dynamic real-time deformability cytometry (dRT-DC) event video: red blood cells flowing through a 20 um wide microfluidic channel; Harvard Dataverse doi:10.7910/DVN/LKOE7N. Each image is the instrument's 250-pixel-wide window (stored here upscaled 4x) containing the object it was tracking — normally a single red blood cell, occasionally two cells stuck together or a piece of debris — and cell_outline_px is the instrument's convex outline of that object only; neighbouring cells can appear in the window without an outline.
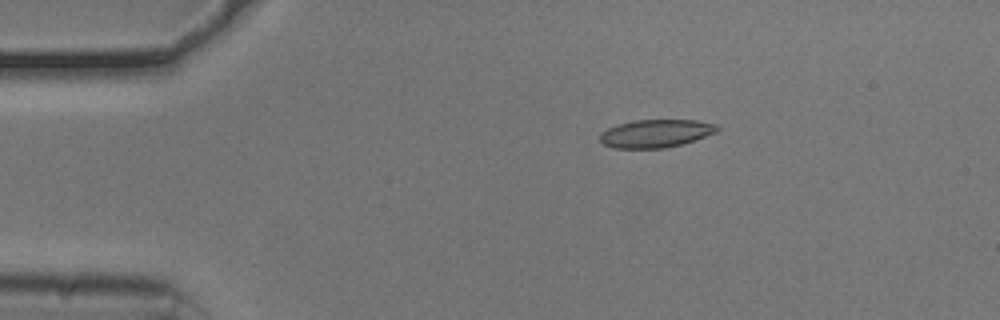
{"species": "common noctule bat (a hibernating species)", "species_latin": "Nyctalus noctula", "temperature_condition": "cold", "stored_images_in_passage": 35, "camera_frame_rate_fps": 3000, "um_per_image_px": 0.085, "animal": {"sex": "male", "body_mass_g": 20.5, "forearm_length_mm": 52.5}, "frame": {"image": 1, "passage_image": 3, "time_ms": 0.667, "image_size_px": [1000, 320], "cell_outline_px": [[720, 128], [716, 132], [680, 144], [664, 148], [616, 148], [604, 144], [600, 140], [600, 132], [616, 124], [636, 120], [696, 120], [716, 124]], "centroid_in_image_um": [55.71, 11.33], "position_along_channel_um": 29.3, "area_um2": 18.9}}
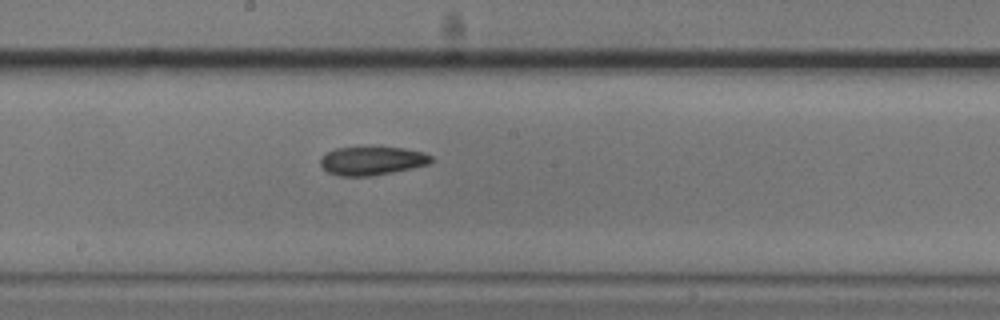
{"frame": {"image": 2, "passage_image": 22, "time_ms": 7.0, "image_size_px": [1000, 320], "cell_outline_px": [[436, 160], [428, 164], [412, 168], [372, 176], [340, 176], [328, 172], [320, 164], [320, 156], [324, 152], [336, 148], [404, 148], [424, 152], [432, 156]], "centroid_in_image_um": [31.62, 13.67], "position_along_channel_um": 216.6, "area_um2": 18.44}}
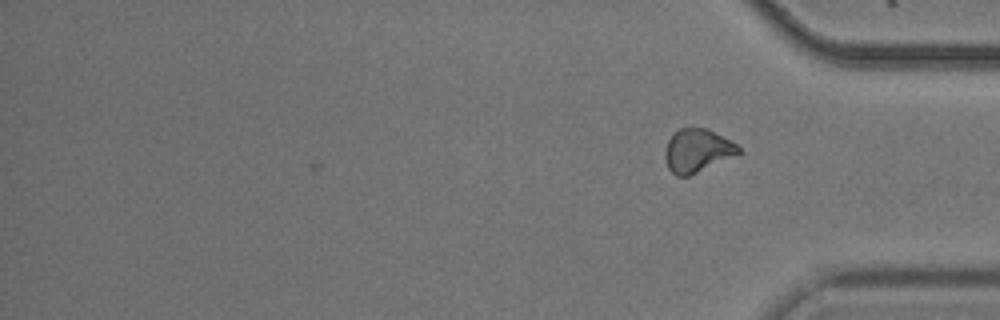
{"frame": {"image": 3, "passage_image": 35, "time_ms": 11.333, "image_size_px": [1000, 320], "cell_outline_px": [[744, 152], [688, 176], [676, 176], [668, 168], [664, 156], [664, 152], [668, 140], [680, 128], [708, 128], [736, 144]], "centroid_in_image_um": [59.28, 12.8], "position_along_channel_um": 375.9, "area_um2": 18.44}, "authors_computed_cell_mechanics": {"area_um2": 19.074, "velocity_mm_per_s": 3.7718, "shape_relaxation_time_tau1_ms": 8.9774, "shape_relaxation_time_tau2_ms": 5.4723, "deformation_change_tau1": 0.1461, "deformation_change_tau2": 0.1166}}